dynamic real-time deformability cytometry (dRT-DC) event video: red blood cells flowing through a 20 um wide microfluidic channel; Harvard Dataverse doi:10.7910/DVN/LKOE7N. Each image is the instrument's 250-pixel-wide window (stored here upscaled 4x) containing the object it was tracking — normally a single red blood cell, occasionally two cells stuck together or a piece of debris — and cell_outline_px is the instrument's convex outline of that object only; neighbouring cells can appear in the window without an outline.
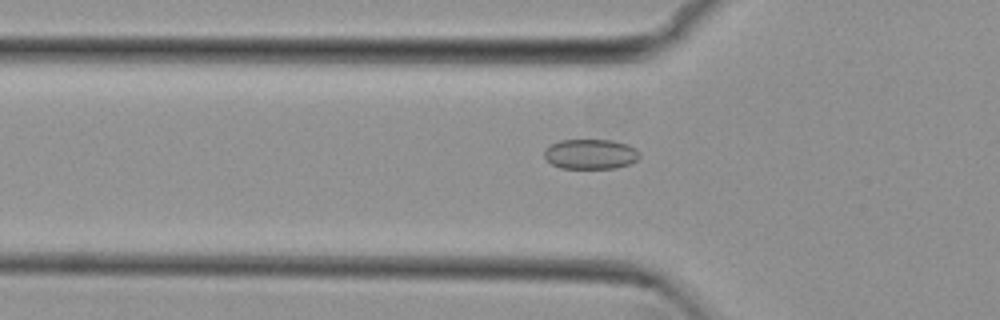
{"species": "common noctule bat (a hibernating species)", "species_latin": "Nyctalus noctula", "temperature_condition": "cold", "stored_images_in_passage": 54, "camera_frame_rate_fps": 3000, "um_per_image_px": 0.085, "animal": {"sex": "female", "body_mass_g": 29.2, "forearm_length_mm": 56.3}, "frame": {"image": 1, "passage_image": 18, "time_ms": 5.667, "image_size_px": [1000, 320], "cell_outline_px": [[640, 156], [636, 160], [628, 164], [616, 168], [560, 168], [552, 164], [544, 156], [544, 148], [560, 140], [612, 140], [628, 144], [636, 148], [640, 152]], "centroid_in_image_um": [50.2, 13.09], "position_along_channel_um": 75.6, "area_um2": 16.7}}
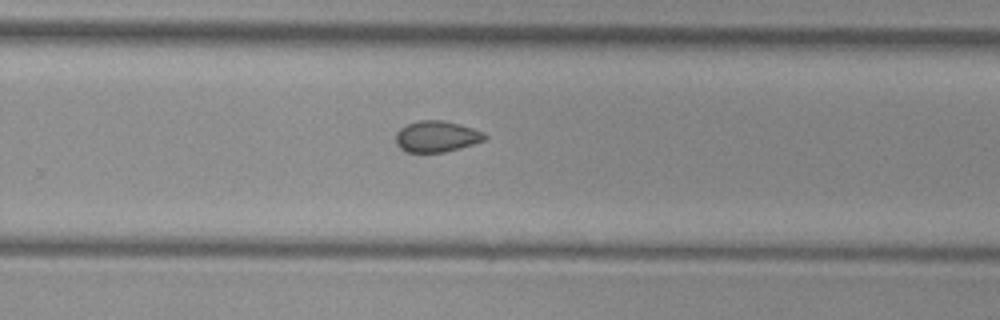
{"frame": {"image": 2, "passage_image": 35, "time_ms": 11.333, "image_size_px": [1000, 320], "cell_outline_px": [[488, 136], [484, 140], [472, 144], [444, 152], [408, 152], [400, 148], [396, 144], [396, 132], [400, 128], [408, 124], [420, 120], [444, 120], [460, 124], [484, 132]], "centroid_in_image_um": [37.11, 11.59], "position_along_channel_um": 292.7, "area_um2": 16.07}}
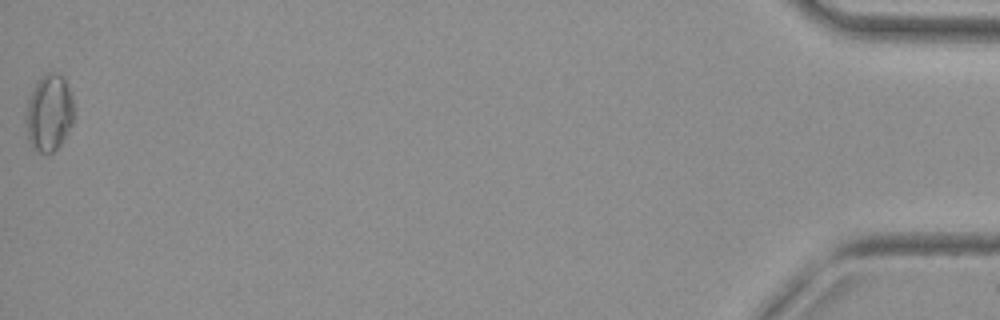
{"frame": {"image": 3, "passage_image": 54, "time_ms": 17.667, "image_size_px": [1000, 320], "cell_outline_px": [[72, 124], [60, 144], [52, 152], [36, 152], [32, 148], [28, 140], [28, 100], [36, 84], [44, 72], [60, 72], [72, 96]], "centroid_in_image_um": [4.18, 9.58], "position_along_channel_um": 431.0, "area_um2": 20.81}, "authors_computed_cell_mechanics": {"area_um2": 16.762, "velocity_mm_per_s": 3.8278, "shape_relaxation_time_tau1_ms": null, "shape_relaxation_time_tau2_ms": 4.0324, "deformation_change_tau1": null, "deformation_change_tau2": 0.0687}}